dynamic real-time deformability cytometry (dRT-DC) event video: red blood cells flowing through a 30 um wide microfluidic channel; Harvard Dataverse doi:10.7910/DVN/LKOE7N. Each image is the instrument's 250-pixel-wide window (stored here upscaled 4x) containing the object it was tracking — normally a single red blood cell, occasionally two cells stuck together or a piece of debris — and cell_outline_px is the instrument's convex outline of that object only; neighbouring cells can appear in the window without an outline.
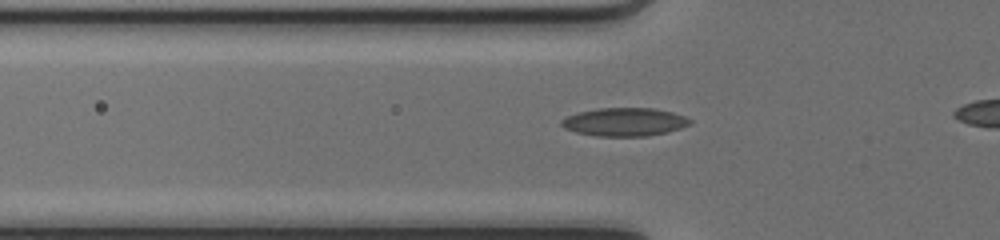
{"species": "common noctule bat (a hibernating species)", "species_latin": "Nyctalus noctula", "temperature_condition": "cold", "stored_images_in_passage": 29, "camera_frame_rate_fps": 3000, "um_per_image_px": 0.085, "animal": {"sex": "female", "body_mass_g": 17.0, "forearm_length_mm": 48.0}, "frame": {"image": 1, "passage_image": 5, "time_ms": 1.333, "image_size_px": [1000, 240], "cell_outline_px": [[692, 124], [668, 132], [648, 136], [596, 136], [576, 132], [564, 128], [560, 124], [560, 120], [568, 116], [580, 112], [600, 108], [652, 108], [672, 112], [684, 116], [692, 120]], "centroid_in_image_um": [53.1, 10.37], "position_along_channel_um": 72.7, "area_um2": 21.15}}
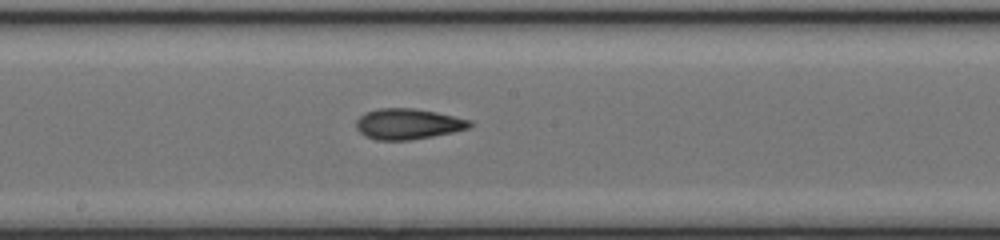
{"frame": {"image": 2, "passage_image": 15, "time_ms": 4.667, "image_size_px": [1000, 240], "cell_outline_px": [[472, 124], [468, 128], [452, 132], [412, 140], [376, 140], [364, 136], [356, 128], [356, 120], [364, 112], [380, 108], [412, 108], [436, 112], [472, 120]], "centroid_in_image_um": [34.64, 10.53], "position_along_channel_um": 213.6, "area_um2": 20.35}}
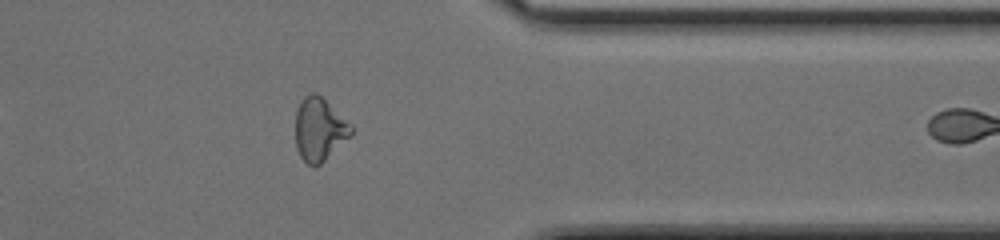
{"frame": {"image": 3, "passage_image": 28, "time_ms": 9.0, "image_size_px": [1000, 240], "cell_outline_px": [[352, 136], [320, 164], [308, 164], [300, 156], [296, 148], [296, 112], [304, 96], [312, 92], [316, 92], [352, 128]], "centroid_in_image_um": [27.12, 11.02], "position_along_channel_um": 384.3, "area_um2": 19.83}}